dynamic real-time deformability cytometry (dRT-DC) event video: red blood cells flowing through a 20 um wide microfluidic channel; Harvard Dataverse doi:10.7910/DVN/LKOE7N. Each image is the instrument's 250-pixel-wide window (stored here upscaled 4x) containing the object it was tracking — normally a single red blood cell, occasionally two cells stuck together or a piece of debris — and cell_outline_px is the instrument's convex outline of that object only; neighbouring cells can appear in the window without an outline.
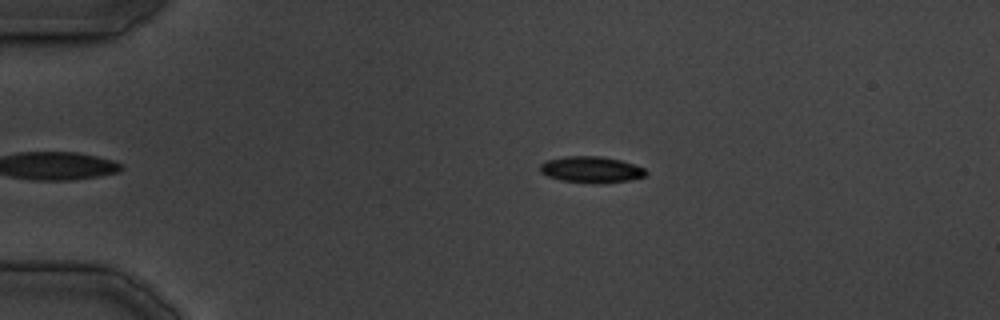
{"species": "common noctule bat (a hibernating species)", "species_latin": "Nyctalus noctula", "temperature_condition": "cold", "stored_images_in_passage": 7, "camera_frame_rate_fps": 3000, "um_per_image_px": 0.085, "animal": {"sex": "male", "body_mass_g": 19.5, "forearm_length_mm": 54.6}, "frame": {"image": 1, "passage_image": 1, "time_ms": 0.0, "image_size_px": [1000, 320], "cell_outline_px": [[648, 172], [644, 176], [628, 180], [560, 180], [548, 176], [540, 172], [540, 164], [548, 160], [564, 156], [600, 156], [620, 160], [644, 168]], "centroid_in_image_um": [50.21, 14.35], "position_along_channel_um": 34.8, "area_um2": 15.14}}